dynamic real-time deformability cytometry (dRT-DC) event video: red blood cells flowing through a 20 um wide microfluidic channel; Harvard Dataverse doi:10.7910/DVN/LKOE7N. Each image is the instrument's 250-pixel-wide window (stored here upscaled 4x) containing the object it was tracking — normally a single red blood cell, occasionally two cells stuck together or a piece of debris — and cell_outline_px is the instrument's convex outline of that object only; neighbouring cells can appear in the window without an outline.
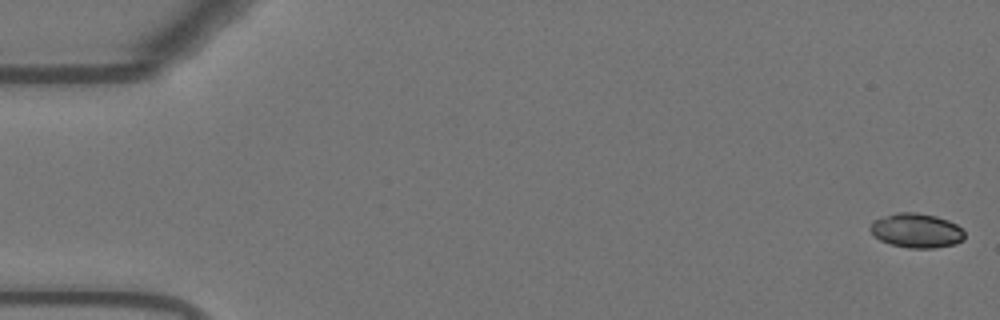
{"species": "Egyptian fruit bat (a non-hibernating species)", "species_latin": "Rousettus aegyptiacus", "temperature_condition": "warm", "stored_images_in_passage": 55, "camera_frame_rate_fps": 3000, "um_per_image_px": 0.085, "animal": {"sex": "female"}, "frame": {"image": 1, "passage_image": 1, "time_ms": 0.0, "image_size_px": [1000, 320], "cell_outline_px": [[964, 240], [956, 244], [932, 248], [908, 248], [892, 244], [880, 240], [868, 228], [872, 220], [896, 212], [916, 212], [936, 216], [948, 220], [956, 224], [964, 232]], "centroid_in_image_um": [77.89, 19.59], "position_along_channel_um": 7.1, "area_um2": 18.96}}
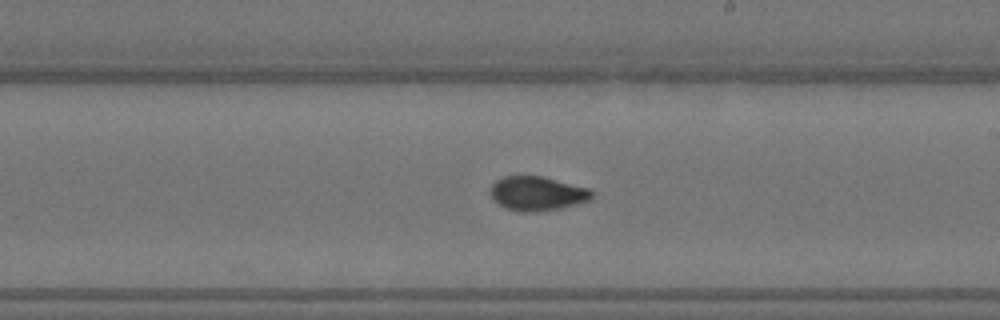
{"frame": {"image": 2, "passage_image": 32, "time_ms": 10.333, "image_size_px": [1000, 320], "cell_outline_px": [[592, 200], [560, 208], [536, 212], [524, 212], [504, 208], [492, 200], [492, 184], [496, 180], [504, 176], [544, 176], [588, 188], [592, 192]], "centroid_in_image_um": [45.66, 16.45], "position_along_channel_um": 243.3, "area_um2": 20.23}}
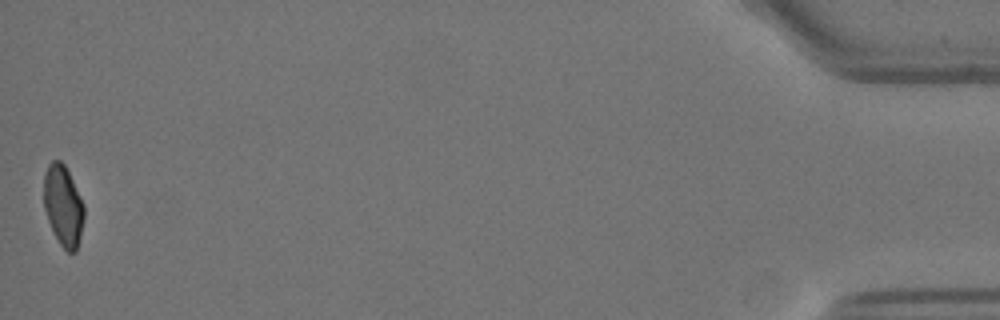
{"frame": {"image": 3, "passage_image": 55, "time_ms": 18.0, "image_size_px": [1000, 320], "cell_outline_px": [[84, 220], [76, 252], [68, 252], [60, 244], [48, 220], [44, 208], [44, 172], [48, 164], [52, 160], [60, 160], [64, 164], [84, 204]], "centroid_in_image_um": [5.37, 17.47], "position_along_channel_um": 429.8, "area_um2": 18.79}, "authors_computed_cell_mechanics": {"area_um2": 19.5364, "velocity_mm_per_s": 3.6871, "shape_relaxation_time_tau1_ms": null, "shape_relaxation_time_tau2_ms": 0.9724, "deformation_change_tau1": null, "deformation_change_tau2": 0.048}}